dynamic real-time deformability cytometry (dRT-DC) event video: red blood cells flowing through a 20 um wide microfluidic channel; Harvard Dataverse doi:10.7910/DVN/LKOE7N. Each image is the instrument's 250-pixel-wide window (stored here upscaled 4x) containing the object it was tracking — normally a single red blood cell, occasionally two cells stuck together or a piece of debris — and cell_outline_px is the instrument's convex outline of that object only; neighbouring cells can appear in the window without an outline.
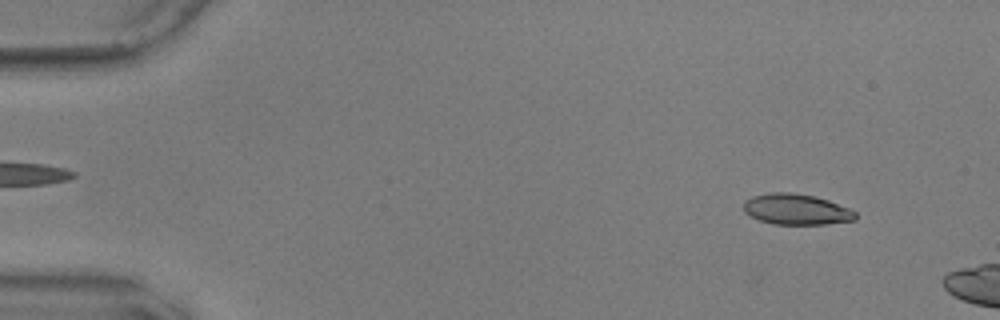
{"species": "common noctule bat (a hibernating species)", "species_latin": "Nyctalus noctula", "temperature_condition": "warm", "stored_images_in_passage": 10, "camera_frame_rate_fps": 3000, "um_per_image_px": 0.085, "animal": {"sex": "male", "body_mass_g": 17.9, "forearm_length_mm": 54.2}, "frame": {"image": 1, "passage_image": 5, "time_ms": 1.333, "image_size_px": [1000, 320], "cell_outline_px": [[856, 220], [824, 224], [772, 224], [748, 216], [744, 212], [744, 200], [752, 196], [772, 192], [792, 192], [816, 196], [828, 200], [848, 208], [856, 212]], "centroid_in_image_um": [67.66, 17.79], "position_along_channel_um": 17.3, "area_um2": 20.17}}